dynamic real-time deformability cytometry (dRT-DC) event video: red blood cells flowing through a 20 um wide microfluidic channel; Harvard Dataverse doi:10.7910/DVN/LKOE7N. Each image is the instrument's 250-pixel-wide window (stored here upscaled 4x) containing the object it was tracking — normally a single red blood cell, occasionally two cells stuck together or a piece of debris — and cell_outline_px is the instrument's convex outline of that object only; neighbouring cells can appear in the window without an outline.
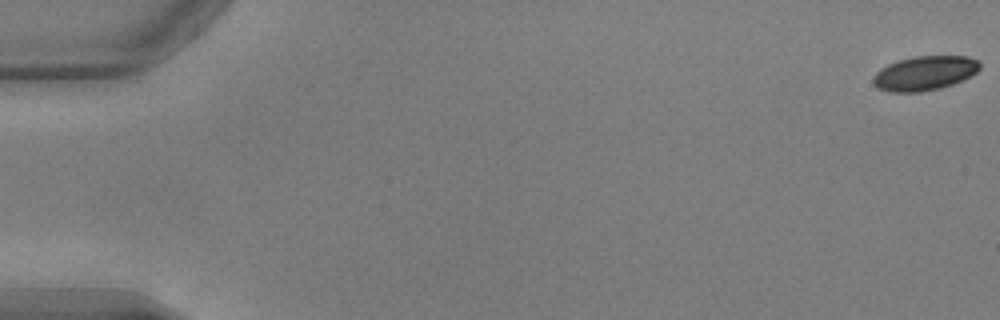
{"species": "common noctule bat (a hibernating species)", "species_latin": "Nyctalus noctula", "temperature_condition": "warm", "stored_images_in_passage": 12, "camera_frame_rate_fps": 3000, "um_per_image_px": 0.085, "animal": {"sex": "male", "body_mass_g": 17.9, "forearm_length_mm": 54.2}, "frame": {"image": 1, "passage_image": 1, "time_ms": 0.0, "image_size_px": [1000, 320], "cell_outline_px": [[980, 68], [976, 72], [952, 84], [940, 88], [920, 92], [888, 92], [880, 88], [872, 80], [876, 72], [880, 68], [896, 60], [916, 56], [968, 56], [976, 60], [980, 64]], "centroid_in_image_um": [78.57, 6.21], "position_along_channel_um": 6.4, "area_um2": 21.15}}